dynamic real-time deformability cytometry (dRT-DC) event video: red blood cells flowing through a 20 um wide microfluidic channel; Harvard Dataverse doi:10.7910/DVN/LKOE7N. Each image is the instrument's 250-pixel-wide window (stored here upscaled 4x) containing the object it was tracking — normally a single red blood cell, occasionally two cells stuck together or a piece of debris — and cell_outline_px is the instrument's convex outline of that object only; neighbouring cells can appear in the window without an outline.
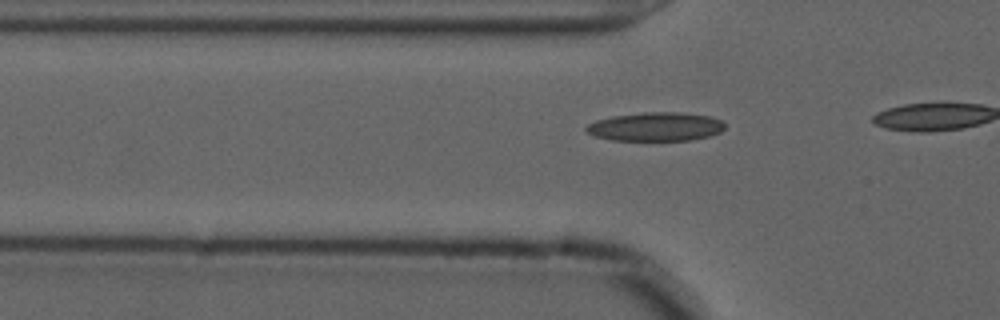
{"species": "common noctule bat (a hibernating species)", "species_latin": "Nyctalus noctula", "temperature_condition": "cold", "stored_images_in_passage": 15, "camera_frame_rate_fps": 3000, "um_per_image_px": 0.085, "animal": {"sex": "male", "forearm_length_mm": 52.5}, "frame": {"image": 1, "passage_image": 12, "time_ms": 3.667, "image_size_px": [1000, 320], "cell_outline_px": [[724, 128], [720, 132], [708, 136], [692, 140], [612, 140], [596, 136], [588, 132], [584, 128], [588, 124], [596, 120], [612, 116], [644, 112], [680, 112], [712, 116], [720, 120], [724, 124]], "centroid_in_image_um": [55.74, 10.76], "position_along_channel_um": 70.1, "area_um2": 23.18}}